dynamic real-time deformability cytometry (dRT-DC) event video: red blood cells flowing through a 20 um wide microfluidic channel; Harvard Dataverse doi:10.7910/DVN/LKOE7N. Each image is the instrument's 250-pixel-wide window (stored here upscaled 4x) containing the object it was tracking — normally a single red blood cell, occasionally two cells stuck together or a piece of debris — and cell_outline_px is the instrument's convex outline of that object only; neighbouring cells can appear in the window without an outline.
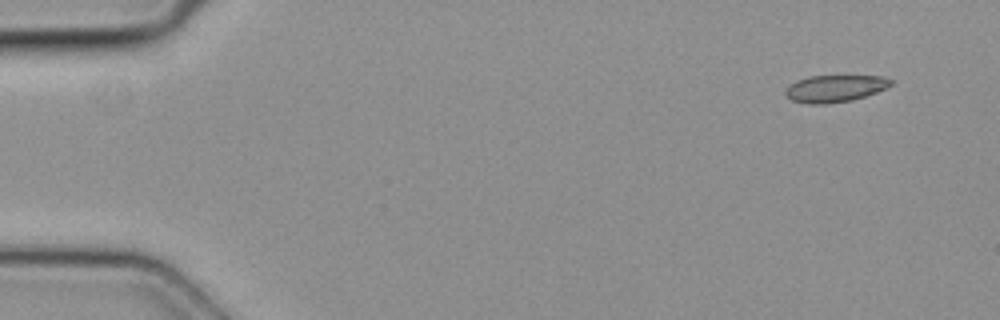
{"species": "common noctule bat (a hibernating species)", "species_latin": "Nyctalus noctula", "temperature_condition": "cold", "stored_images_in_passage": 5, "camera_frame_rate_fps": 3000, "um_per_image_px": 0.085, "animal": {"sex": "female", "body_mass_g": 19.3, "forearm_length_mm": 54.1}, "frame": {"image": 1, "passage_image": 1, "time_ms": 0.0, "image_size_px": [1000, 320], "cell_outline_px": [[892, 84], [876, 92], [852, 100], [824, 104], [808, 104], [792, 100], [784, 92], [788, 84], [796, 80], [808, 76], [880, 76], [892, 80]], "centroid_in_image_um": [70.91, 7.52], "position_along_channel_um": 14.1, "area_um2": 16.47}}